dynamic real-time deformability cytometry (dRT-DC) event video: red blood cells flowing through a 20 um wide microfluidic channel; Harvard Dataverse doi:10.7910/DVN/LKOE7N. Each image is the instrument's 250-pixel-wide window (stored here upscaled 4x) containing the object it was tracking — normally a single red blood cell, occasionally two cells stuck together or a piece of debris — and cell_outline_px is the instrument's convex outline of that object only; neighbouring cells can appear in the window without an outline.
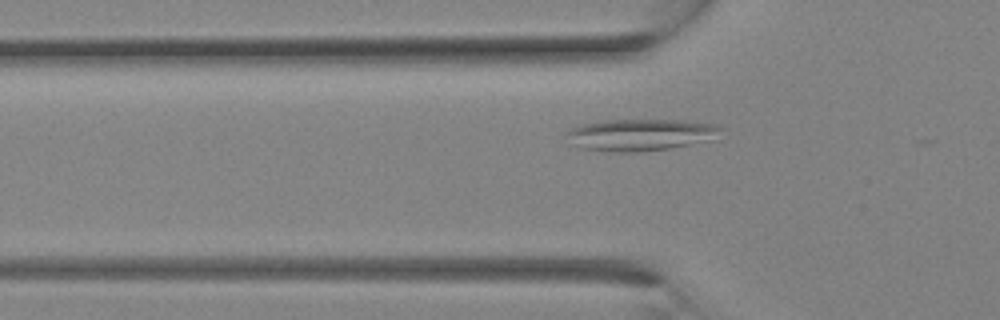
{"species": "Egyptian fruit bat (a non-hibernating species)", "species_latin": "Rousettus aegyptiacus", "temperature_condition": "room temperature", "stored_images_in_passage": 3, "camera_frame_rate_fps": 3000, "um_per_image_px": 0.085, "animal": {"sex": "female"}, "frame": {"image": 1, "passage_image": 3, "time_ms": 2.333, "image_size_px": [1000, 320], "cell_outline_px": [[724, 128], [712, 140], [668, 148], [640, 152], [608, 152], [580, 148], [572, 144], [568, 132], [572, 128], [584, 124], [604, 120], [684, 120], [716, 124]], "centroid_in_image_um": [54.49, 11.46], "position_along_channel_um": 71.3, "area_um2": 28.5}}